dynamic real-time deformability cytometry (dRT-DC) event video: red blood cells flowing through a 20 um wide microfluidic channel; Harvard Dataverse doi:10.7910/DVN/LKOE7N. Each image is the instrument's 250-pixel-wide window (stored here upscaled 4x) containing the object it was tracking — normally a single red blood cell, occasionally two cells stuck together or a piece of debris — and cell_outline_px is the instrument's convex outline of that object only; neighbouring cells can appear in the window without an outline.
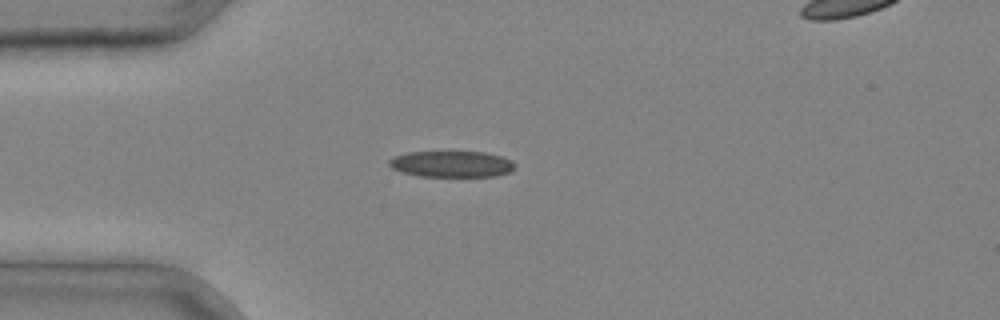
{"species": "common noctule bat (a hibernating species)", "species_latin": "Nyctalus noctula", "temperature_condition": "cold", "stored_images_in_passage": 3, "segment_of_instrument_passage": [1, 2], "camera_frame_rate_fps": 3000, "um_per_image_px": 0.085, "animal": {"sex": "male", "body_mass_g": 20.4}, "frame": {"image": 1, "passage_image": 2, "time_ms": 0.333, "image_size_px": [1000, 320], "cell_outline_px": [[516, 168], [512, 172], [496, 176], [420, 176], [400, 172], [392, 168], [388, 164], [388, 160], [396, 156], [408, 152], [484, 152], [500, 156], [512, 160], [516, 164]], "centroid_in_image_um": [38.42, 13.95], "position_along_channel_um": 46.6, "area_um2": 19.31}}